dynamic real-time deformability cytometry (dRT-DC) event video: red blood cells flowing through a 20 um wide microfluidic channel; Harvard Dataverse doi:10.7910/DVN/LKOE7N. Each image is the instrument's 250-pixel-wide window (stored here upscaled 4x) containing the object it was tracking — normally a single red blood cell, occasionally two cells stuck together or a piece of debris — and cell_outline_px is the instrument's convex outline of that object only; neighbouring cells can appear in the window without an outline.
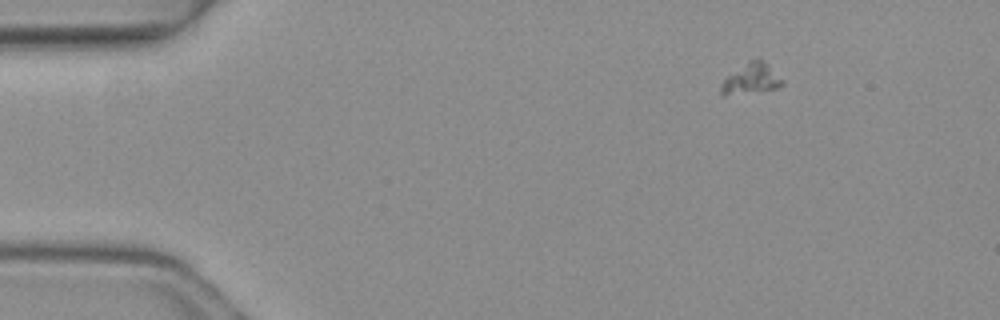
{"species": "common noctule bat (a hibernating species)", "species_latin": "Nyctalus noctula", "temperature_condition": "warm", "stored_images_in_passage": 4, "segment_of_instrument_passage": [1, 2], "camera_frame_rate_fps": 3000, "um_per_image_px": 0.085, "animal": {"sex": "female", "body_mass_g": 19.3, "forearm_length_mm": 54.1}, "frame": {"image": 1, "passage_image": 1, "time_ms": 0.0, "image_size_px": [1000, 320], "cell_outline_px": [[784, 80], [776, 88], [724, 96], [720, 96], [720, 84], [728, 76], [748, 60], [764, 60]], "centroid_in_image_um": [63.81, 6.7], "position_along_channel_um": 21.2, "area_um2": 10.69}}